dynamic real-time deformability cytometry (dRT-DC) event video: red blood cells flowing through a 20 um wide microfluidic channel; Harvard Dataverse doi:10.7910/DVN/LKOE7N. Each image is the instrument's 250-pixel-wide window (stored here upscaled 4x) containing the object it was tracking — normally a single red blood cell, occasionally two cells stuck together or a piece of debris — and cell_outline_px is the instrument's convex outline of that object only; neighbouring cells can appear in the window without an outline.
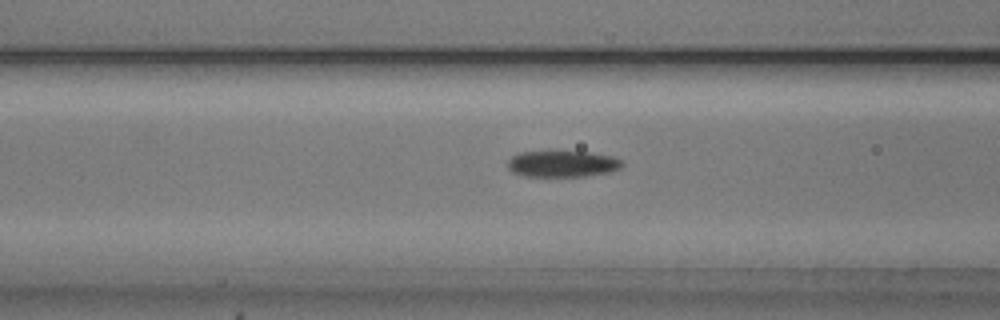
{"species": "common noctule bat (a hibernating species)", "species_latin": "Nyctalus noctula", "temperature_condition": "cold", "stored_images_in_passage": 54, "camera_frame_rate_fps": 3000, "um_per_image_px": 0.085, "animal": {"sex": "male", "body_mass_g": 20.5, "forearm_length_mm": 52.5}, "frame": {"image": 1, "passage_image": 21, "time_ms": 6.667, "image_size_px": [1000, 320], "cell_outline_px": [[624, 164], [620, 168], [612, 172], [584, 176], [524, 176], [512, 172], [508, 168], [508, 160], [516, 152], [588, 152], [612, 156], [624, 160]], "centroid_in_image_um": [47.83, 13.93], "position_along_channel_um": 118.8, "area_um2": 17.63}}
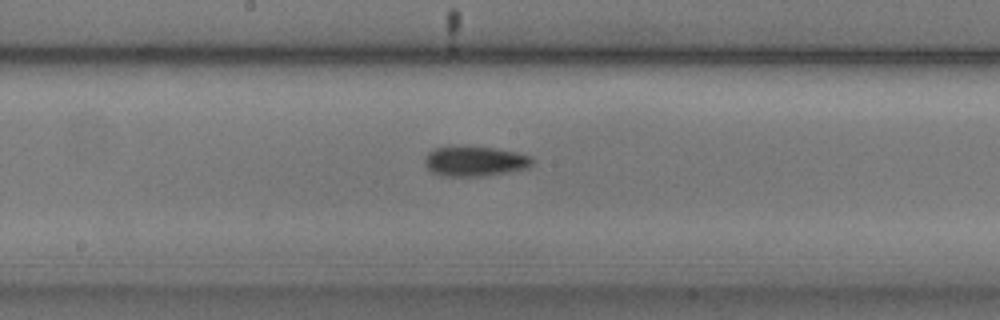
{"frame": {"image": 2, "passage_image": 28, "time_ms": 9.0, "image_size_px": [1000, 320], "cell_outline_px": [[532, 164], [528, 168], [484, 176], [440, 176], [432, 172], [424, 164], [424, 160], [428, 152], [436, 148], [492, 148], [516, 152], [532, 156]], "centroid_in_image_um": [40.37, 13.74], "position_along_channel_um": 207.8, "area_um2": 18.32}}
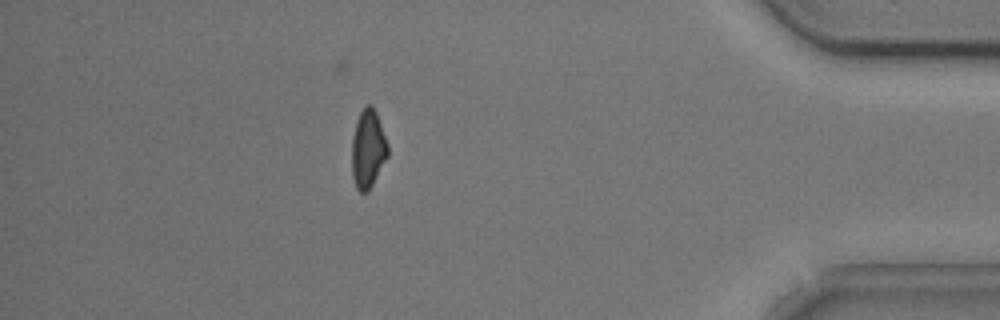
{"frame": {"image": 3, "passage_image": 47, "time_ms": 15.333, "image_size_px": [1000, 320], "cell_outline_px": [[388, 156], [368, 192], [360, 192], [356, 188], [352, 176], [352, 136], [356, 120], [360, 112], [368, 104], [372, 104], [376, 112], [388, 144]], "centroid_in_image_um": [31.27, 12.66], "position_along_channel_um": 403.9, "area_um2": 16.47}, "authors_computed_cell_mechanics": {"area_um2": 17.6868, "velocity_mm_per_s": 3.8007, "shape_relaxation_time_tau1_ms": 3.007, "shape_relaxation_time_tau2_ms": 6.517, "deformation_change_tau1": 0.1098, "deformation_change_tau2": 0.1298}}